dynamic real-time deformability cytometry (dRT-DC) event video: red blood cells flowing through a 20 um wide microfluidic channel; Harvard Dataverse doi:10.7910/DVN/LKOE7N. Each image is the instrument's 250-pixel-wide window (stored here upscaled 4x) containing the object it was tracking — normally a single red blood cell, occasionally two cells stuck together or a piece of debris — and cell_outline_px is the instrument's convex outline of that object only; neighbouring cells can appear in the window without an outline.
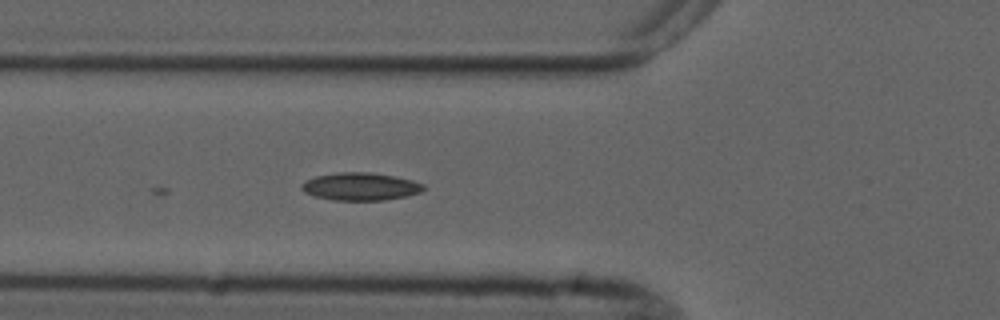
{"species": "common noctule bat (a hibernating species)", "species_latin": "Nyctalus noctula", "temperature_condition": "cold", "stored_images_in_passage": 2, "camera_frame_rate_fps": 3000, "um_per_image_px": 0.085, "animal": {"sex": "male", "forearm_length_mm": 52.5}, "frame": {"image": 1, "passage_image": 2, "time_ms": 1.333, "image_size_px": [1000, 320], "cell_outline_px": [[428, 188], [420, 192], [408, 196], [384, 200], [332, 200], [316, 196], [304, 192], [300, 188], [300, 184], [304, 180], [316, 176], [340, 172], [368, 172], [392, 176], [412, 180], [424, 184]], "centroid_in_image_um": [30.64, 15.86], "position_along_channel_um": 95.2, "area_um2": 19.77}}